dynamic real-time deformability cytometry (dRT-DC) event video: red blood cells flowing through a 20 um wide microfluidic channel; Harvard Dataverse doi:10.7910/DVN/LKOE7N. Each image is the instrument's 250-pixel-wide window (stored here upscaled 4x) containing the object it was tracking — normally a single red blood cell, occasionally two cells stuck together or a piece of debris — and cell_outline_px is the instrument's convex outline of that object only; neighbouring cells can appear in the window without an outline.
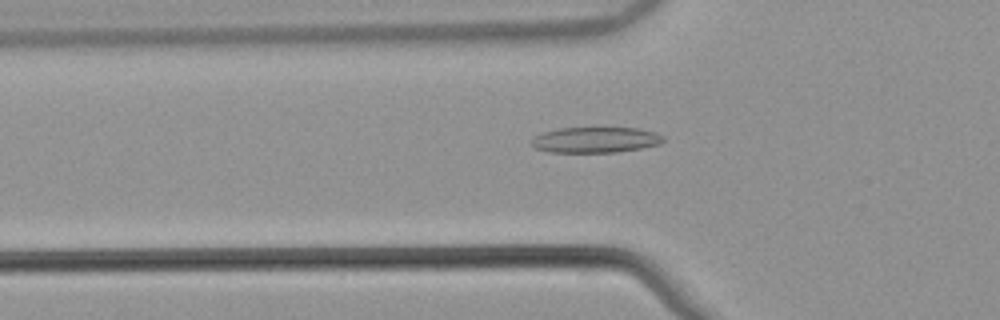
{"species": "common noctule bat (a hibernating species)", "species_latin": "Nyctalus noctula", "temperature_condition": "warm", "stored_images_in_passage": 54, "camera_frame_rate_fps": 3000, "um_per_image_px": 0.085, "animal": {"sex": "male", "body_mass_g": 21.5, "forearm_length_mm": 52.0}, "frame": {"image": 1, "passage_image": 19, "time_ms": 6.0, "image_size_px": [1000, 320], "cell_outline_px": [[664, 140], [660, 144], [640, 148], [616, 152], [548, 152], [536, 148], [532, 144], [532, 140], [536, 136], [544, 132], [556, 128], [596, 124], [640, 128], [656, 132], [664, 136]], "centroid_in_image_um": [50.66, 11.82], "position_along_channel_um": 75.1, "area_um2": 20.87}}
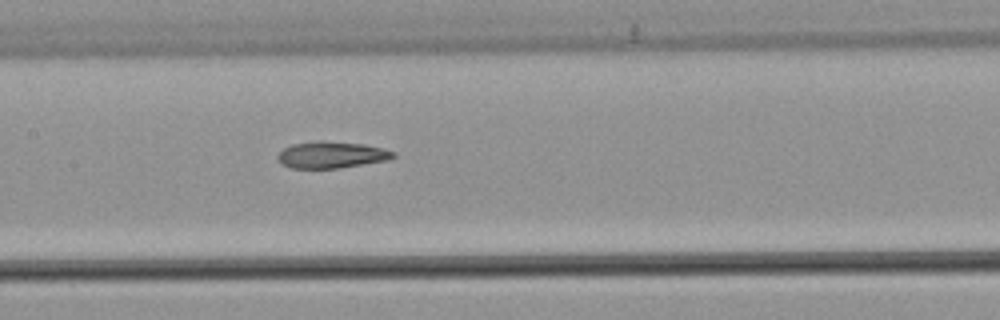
{"frame": {"image": 2, "passage_image": 27, "time_ms": 8.667, "image_size_px": [1000, 320], "cell_outline_px": [[396, 156], [388, 160], [340, 168], [292, 168], [280, 164], [276, 156], [284, 148], [292, 144], [320, 140], [364, 144], [384, 148], [396, 152]], "centroid_in_image_um": [28.19, 13.16], "position_along_channel_um": 179.2, "area_um2": 18.09}}
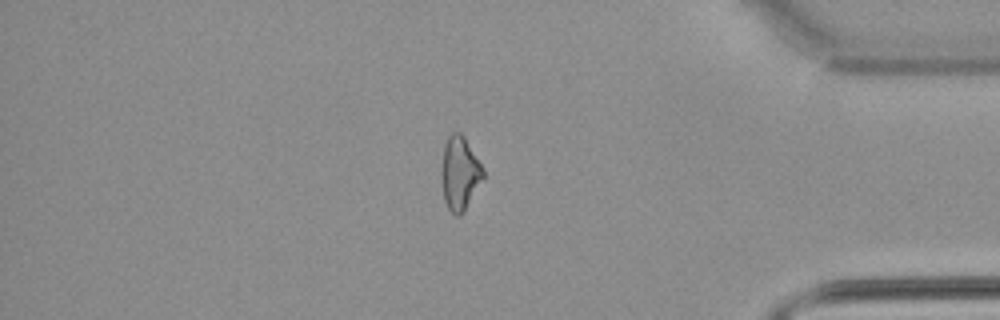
{"frame": {"image": 3, "passage_image": 46, "time_ms": 15.0, "image_size_px": [1000, 320], "cell_outline_px": [[484, 176], [464, 212], [460, 216], [456, 216], [448, 208], [444, 200], [440, 176], [440, 172], [444, 144], [448, 136], [452, 132], [460, 132], [464, 136], [484, 168]], "centroid_in_image_um": [39.06, 14.71], "position_along_channel_um": 396.1, "area_um2": 18.09}, "authors_computed_cell_mechanics": {"area_um2": 18.6116, "velocity_mm_per_s": 3.8821, "shape_relaxation_time_tau1_ms": null, "shape_relaxation_time_tau2_ms": 6.4104, "deformation_change_tau1": null, "deformation_change_tau2": 0.1596}}